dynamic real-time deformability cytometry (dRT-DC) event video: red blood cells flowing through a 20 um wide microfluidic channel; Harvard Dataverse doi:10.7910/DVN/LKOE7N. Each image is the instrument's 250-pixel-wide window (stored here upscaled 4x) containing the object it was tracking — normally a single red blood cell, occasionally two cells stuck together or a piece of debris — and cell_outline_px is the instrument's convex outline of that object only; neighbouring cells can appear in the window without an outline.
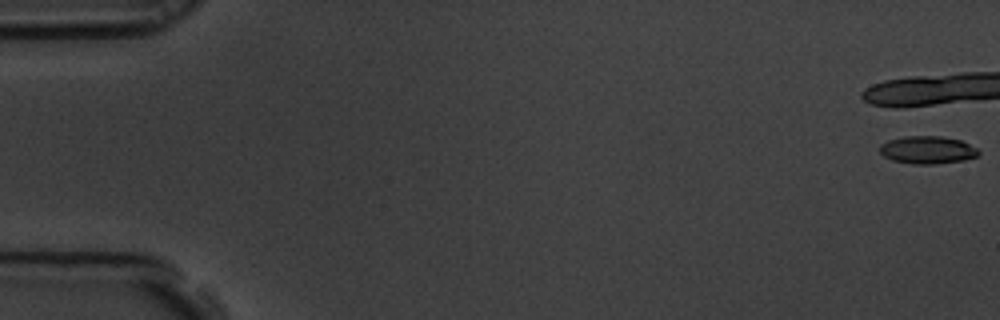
{"species": "common noctule bat (a hibernating species)", "species_latin": "Nyctalus noctula", "temperature_condition": "room temperature", "stored_images_in_passage": 8, "camera_frame_rate_fps": 3000, "um_per_image_px": 0.085, "animal": {"sex": "male", "body_mass_g": 19.5, "forearm_length_mm": 54.6}, "frame": {"image": 1, "passage_image": 1, "time_ms": 0.0, "image_size_px": [1000, 320], "cell_outline_px": [[980, 152], [976, 156], [964, 160], [936, 164], [912, 164], [892, 160], [884, 156], [880, 152], [880, 144], [888, 140], [904, 136], [944, 136], [960, 140], [976, 148]], "centroid_in_image_um": [78.81, 12.74], "position_along_channel_um": 6.2, "area_um2": 15.95}}
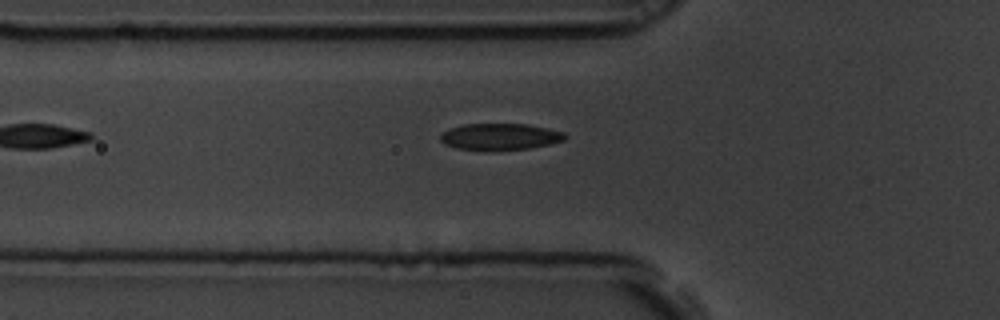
{"frame": {"image": 2, "passage_image": 8, "time_ms": 2.333, "image_size_px": [1000, 320], "cell_outline_px": [[568, 136], [564, 140], [548, 144], [528, 148], [484, 152], [456, 148], [444, 144], [440, 140], [440, 136], [448, 128], [464, 124], [528, 124], [548, 128], [564, 132]], "centroid_in_image_um": [42.47, 11.63], "position_along_channel_um": 83.3, "area_um2": 19.65}}